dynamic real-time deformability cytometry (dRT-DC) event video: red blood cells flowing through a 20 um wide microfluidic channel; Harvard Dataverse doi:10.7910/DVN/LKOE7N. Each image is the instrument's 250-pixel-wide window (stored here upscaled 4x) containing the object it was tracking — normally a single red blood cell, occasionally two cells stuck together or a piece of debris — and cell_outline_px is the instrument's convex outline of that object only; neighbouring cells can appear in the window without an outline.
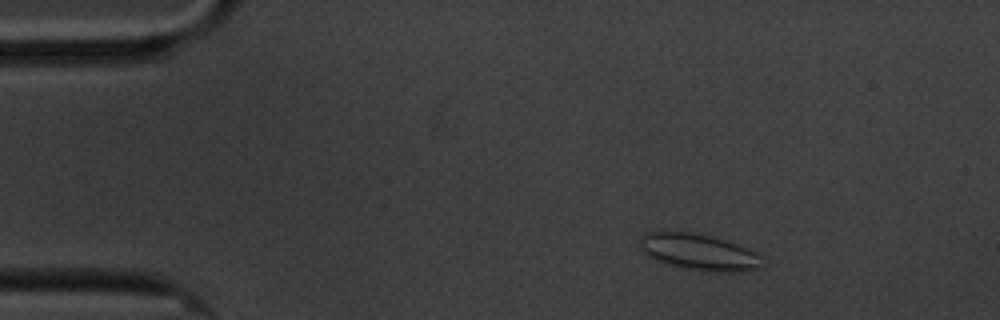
{"species": "common noctule bat (a hibernating species)", "species_latin": "Nyctalus noctula", "temperature_condition": "cold", "stored_images_in_passage": 5, "camera_frame_rate_fps": 3000, "um_per_image_px": 0.085, "animal": {"sex": "male", "body_mass_g": 20.1, "forearm_length_mm": 53.5}, "frame": {"image": 1, "passage_image": 3, "time_ms": 2.333, "image_size_px": [1000, 320], "cell_outline_px": [[760, 268], [744, 272], [704, 272], [680, 268], [656, 260], [648, 256], [640, 248], [640, 236], [644, 232], [692, 232], [712, 236], [736, 244], [756, 252], [760, 256]], "centroid_in_image_um": [59.38, 21.44], "position_along_channel_um": 25.6, "area_um2": 26.07}}